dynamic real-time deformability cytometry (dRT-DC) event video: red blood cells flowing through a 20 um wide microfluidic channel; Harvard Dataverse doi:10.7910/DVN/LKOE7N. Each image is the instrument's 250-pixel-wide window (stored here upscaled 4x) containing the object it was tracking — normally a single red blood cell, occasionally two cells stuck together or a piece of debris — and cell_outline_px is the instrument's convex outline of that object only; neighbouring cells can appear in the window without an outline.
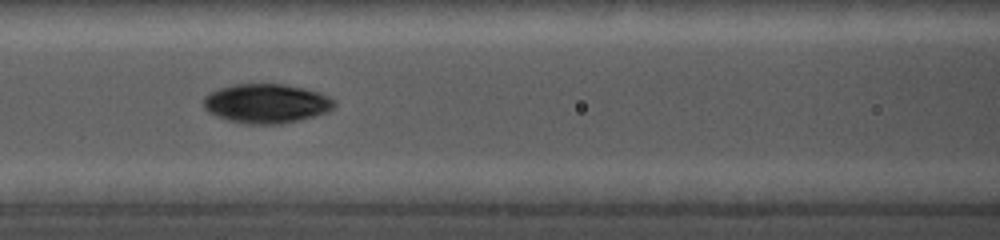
{"species": "common noctule bat (a hibernating species)", "species_latin": "Nyctalus noctula", "temperature_condition": "cold", "stored_images_in_passage": 33, "camera_frame_rate_fps": 5000, "um_per_image_px": 0.085, "animal": {"sex": "female", "body_mass_g": 19.0, "forearm_length_mm": 56.7}, "frame": {"image": 1, "passage_image": 15, "time_ms": 7.6, "image_size_px": [1000, 240], "cell_outline_px": [[336, 104], [328, 112], [300, 120], [280, 124], [244, 124], [228, 120], [208, 112], [204, 108], [204, 96], [208, 92], [232, 84], [284, 84], [304, 88], [328, 96], [336, 100]], "centroid_in_image_um": [22.63, 8.8], "position_along_channel_um": 144.0, "area_um2": 30.06}}
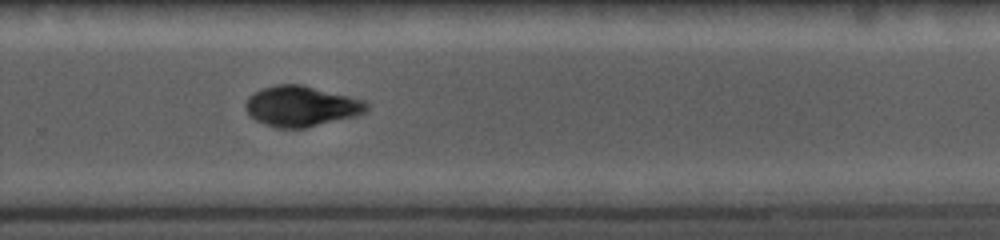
{"frame": {"image": 2, "passage_image": 23, "time_ms": 11.8, "image_size_px": [1000, 240], "cell_outline_px": [[368, 108], [364, 112], [356, 116], [308, 128], [276, 128], [264, 124], [248, 116], [244, 108], [244, 104], [248, 96], [264, 88], [276, 84], [300, 84], [364, 100], [368, 104]], "centroid_in_image_um": [25.57, 9.05], "position_along_channel_um": 304.2, "area_um2": 28.67}}
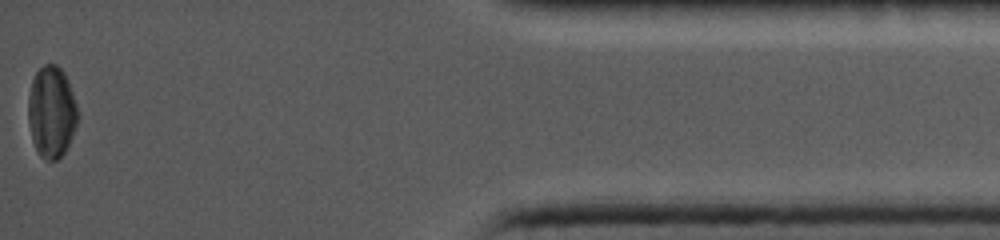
{"frame": {"image": 3, "passage_image": 33, "time_ms": 16.4, "image_size_px": [1000, 240], "cell_outline_px": [[80, 116], [68, 148], [56, 160], [48, 160], [40, 156], [36, 152], [32, 140], [28, 120], [28, 96], [32, 80], [36, 72], [44, 64], [56, 64], [64, 72], [68, 80], [80, 112]], "centroid_in_image_um": [4.4, 9.52], "position_along_channel_um": 430.8, "area_um2": 26.93}}